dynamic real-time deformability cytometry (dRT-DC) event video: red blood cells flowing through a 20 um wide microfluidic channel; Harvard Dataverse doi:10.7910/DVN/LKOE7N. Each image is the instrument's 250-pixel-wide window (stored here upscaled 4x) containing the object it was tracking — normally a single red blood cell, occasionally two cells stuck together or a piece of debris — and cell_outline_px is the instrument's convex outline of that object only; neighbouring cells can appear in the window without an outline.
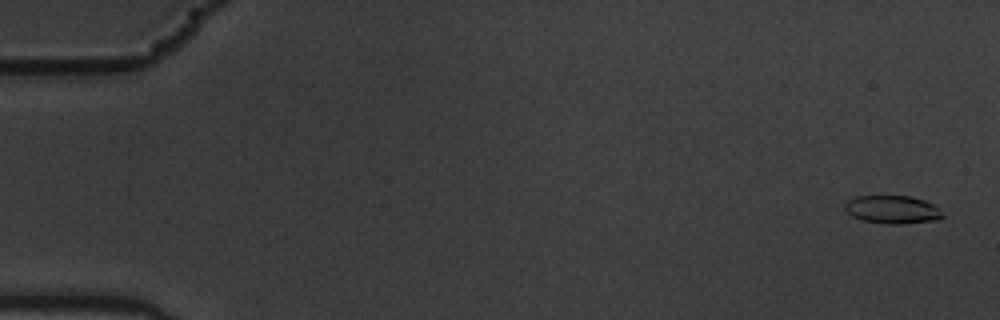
{"species": "common noctule bat (a hibernating species)", "species_latin": "Nyctalus noctula", "temperature_condition": "warm", "stored_images_in_passage": 7, "camera_frame_rate_fps": 3000, "um_per_image_px": 0.085, "animal": {"sex": "male", "body_mass_g": 19.5, "forearm_length_mm": 54.6}, "frame": {"image": 1, "passage_image": 1, "time_ms": 0.0, "image_size_px": [1000, 320], "cell_outline_px": [[944, 216], [936, 220], [904, 224], [888, 224], [864, 220], [852, 216], [844, 208], [844, 204], [848, 200], [856, 196], [908, 196], [924, 200], [932, 204]], "centroid_in_image_um": [75.83, 17.81], "position_along_channel_um": 9.2, "area_um2": 15.78}}
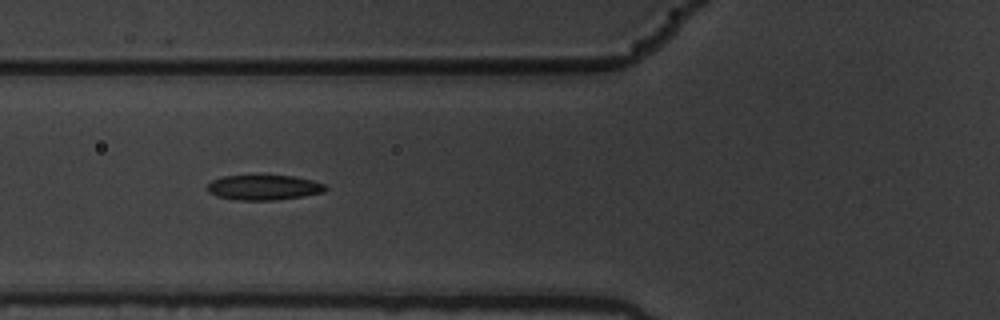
{"frame": {"image": 2, "passage_image": 6, "time_ms": 1.667, "image_size_px": [1000, 320], "cell_outline_px": [[328, 188], [324, 192], [304, 196], [276, 200], [236, 200], [216, 196], [208, 192], [208, 184], [212, 180], [220, 176], [292, 176], [312, 180], [324, 184]], "centroid_in_image_um": [22.42, 15.94], "position_along_channel_um": 103.4, "area_um2": 17.22}}
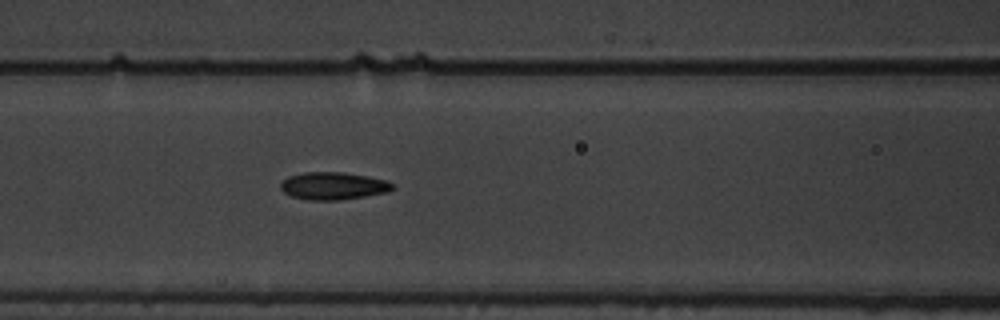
{"frame": {"image": 3, "passage_image": 7, "time_ms": 2.0, "image_size_px": [1000, 320], "cell_outline_px": [[396, 188], [388, 192], [364, 196], [336, 200], [308, 200], [292, 196], [284, 192], [280, 188], [280, 184], [288, 176], [304, 172], [344, 172], [368, 176], [384, 180], [396, 184]], "centroid_in_image_um": [28.35, 15.79], "position_along_channel_um": 138.2, "area_um2": 17.98}}